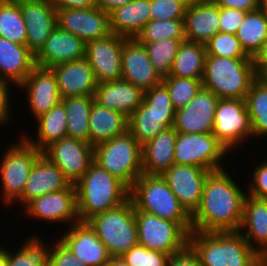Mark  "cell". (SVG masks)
Wrapping results in <instances>:
<instances>
[{
    "label": "cell",
    "instance_id": "obj_1",
    "mask_svg": "<svg viewBox=\"0 0 267 266\" xmlns=\"http://www.w3.org/2000/svg\"><path fill=\"white\" fill-rule=\"evenodd\" d=\"M229 174L221 169L207 175L201 202L191 215L192 231H239L247 193Z\"/></svg>",
    "mask_w": 267,
    "mask_h": 266
},
{
    "label": "cell",
    "instance_id": "obj_2",
    "mask_svg": "<svg viewBox=\"0 0 267 266\" xmlns=\"http://www.w3.org/2000/svg\"><path fill=\"white\" fill-rule=\"evenodd\" d=\"M79 221L120 206L130 198V188L93 162L75 184Z\"/></svg>",
    "mask_w": 267,
    "mask_h": 266
},
{
    "label": "cell",
    "instance_id": "obj_3",
    "mask_svg": "<svg viewBox=\"0 0 267 266\" xmlns=\"http://www.w3.org/2000/svg\"><path fill=\"white\" fill-rule=\"evenodd\" d=\"M188 244L202 266H259L264 261L239 231H191Z\"/></svg>",
    "mask_w": 267,
    "mask_h": 266
},
{
    "label": "cell",
    "instance_id": "obj_4",
    "mask_svg": "<svg viewBox=\"0 0 267 266\" xmlns=\"http://www.w3.org/2000/svg\"><path fill=\"white\" fill-rule=\"evenodd\" d=\"M257 78L254 58H227L206 55L203 88L219 99H245L253 81Z\"/></svg>",
    "mask_w": 267,
    "mask_h": 266
},
{
    "label": "cell",
    "instance_id": "obj_5",
    "mask_svg": "<svg viewBox=\"0 0 267 266\" xmlns=\"http://www.w3.org/2000/svg\"><path fill=\"white\" fill-rule=\"evenodd\" d=\"M130 198L138 210L177 222L188 234L192 231L191 215L161 175H140L130 188Z\"/></svg>",
    "mask_w": 267,
    "mask_h": 266
},
{
    "label": "cell",
    "instance_id": "obj_6",
    "mask_svg": "<svg viewBox=\"0 0 267 266\" xmlns=\"http://www.w3.org/2000/svg\"><path fill=\"white\" fill-rule=\"evenodd\" d=\"M87 222L106 246L111 257H121L139 244L131 198L120 206L93 216Z\"/></svg>",
    "mask_w": 267,
    "mask_h": 266
},
{
    "label": "cell",
    "instance_id": "obj_7",
    "mask_svg": "<svg viewBox=\"0 0 267 266\" xmlns=\"http://www.w3.org/2000/svg\"><path fill=\"white\" fill-rule=\"evenodd\" d=\"M94 162L131 188L142 175V146L127 130L95 146Z\"/></svg>",
    "mask_w": 267,
    "mask_h": 266
},
{
    "label": "cell",
    "instance_id": "obj_8",
    "mask_svg": "<svg viewBox=\"0 0 267 266\" xmlns=\"http://www.w3.org/2000/svg\"><path fill=\"white\" fill-rule=\"evenodd\" d=\"M0 163V180L4 204L11 205L23 197L30 170L42 151L30 144L22 135L20 141L8 146Z\"/></svg>",
    "mask_w": 267,
    "mask_h": 266
},
{
    "label": "cell",
    "instance_id": "obj_9",
    "mask_svg": "<svg viewBox=\"0 0 267 266\" xmlns=\"http://www.w3.org/2000/svg\"><path fill=\"white\" fill-rule=\"evenodd\" d=\"M138 243L149 250L172 255L188 244L189 234L177 223L134 206Z\"/></svg>",
    "mask_w": 267,
    "mask_h": 266
},
{
    "label": "cell",
    "instance_id": "obj_10",
    "mask_svg": "<svg viewBox=\"0 0 267 266\" xmlns=\"http://www.w3.org/2000/svg\"><path fill=\"white\" fill-rule=\"evenodd\" d=\"M174 150L175 164L201 167L210 172L224 169L221 160L229 155L213 133L177 132Z\"/></svg>",
    "mask_w": 267,
    "mask_h": 266
},
{
    "label": "cell",
    "instance_id": "obj_11",
    "mask_svg": "<svg viewBox=\"0 0 267 266\" xmlns=\"http://www.w3.org/2000/svg\"><path fill=\"white\" fill-rule=\"evenodd\" d=\"M213 134L229 152L253 137L245 99H219L214 114Z\"/></svg>",
    "mask_w": 267,
    "mask_h": 266
},
{
    "label": "cell",
    "instance_id": "obj_12",
    "mask_svg": "<svg viewBox=\"0 0 267 266\" xmlns=\"http://www.w3.org/2000/svg\"><path fill=\"white\" fill-rule=\"evenodd\" d=\"M42 154L54 163L73 185L94 162V147L90 143L70 137L51 143Z\"/></svg>",
    "mask_w": 267,
    "mask_h": 266
},
{
    "label": "cell",
    "instance_id": "obj_13",
    "mask_svg": "<svg viewBox=\"0 0 267 266\" xmlns=\"http://www.w3.org/2000/svg\"><path fill=\"white\" fill-rule=\"evenodd\" d=\"M57 26L79 37L85 44L111 34L109 13L96 6L57 9Z\"/></svg>",
    "mask_w": 267,
    "mask_h": 266
},
{
    "label": "cell",
    "instance_id": "obj_14",
    "mask_svg": "<svg viewBox=\"0 0 267 266\" xmlns=\"http://www.w3.org/2000/svg\"><path fill=\"white\" fill-rule=\"evenodd\" d=\"M126 37L114 33L86 43L85 58L97 83L122 79V49Z\"/></svg>",
    "mask_w": 267,
    "mask_h": 266
},
{
    "label": "cell",
    "instance_id": "obj_15",
    "mask_svg": "<svg viewBox=\"0 0 267 266\" xmlns=\"http://www.w3.org/2000/svg\"><path fill=\"white\" fill-rule=\"evenodd\" d=\"M24 207L29 217L49 222L78 223L76 187L71 184L67 189L51 192L33 198Z\"/></svg>",
    "mask_w": 267,
    "mask_h": 266
},
{
    "label": "cell",
    "instance_id": "obj_16",
    "mask_svg": "<svg viewBox=\"0 0 267 266\" xmlns=\"http://www.w3.org/2000/svg\"><path fill=\"white\" fill-rule=\"evenodd\" d=\"M209 173L210 171L201 167L173 164L161 176L180 204L192 215L199 207L204 183Z\"/></svg>",
    "mask_w": 267,
    "mask_h": 266
},
{
    "label": "cell",
    "instance_id": "obj_17",
    "mask_svg": "<svg viewBox=\"0 0 267 266\" xmlns=\"http://www.w3.org/2000/svg\"><path fill=\"white\" fill-rule=\"evenodd\" d=\"M218 101L214 93L202 87L186 106L176 110L172 127L179 133H213Z\"/></svg>",
    "mask_w": 267,
    "mask_h": 266
},
{
    "label": "cell",
    "instance_id": "obj_18",
    "mask_svg": "<svg viewBox=\"0 0 267 266\" xmlns=\"http://www.w3.org/2000/svg\"><path fill=\"white\" fill-rule=\"evenodd\" d=\"M26 25V47L35 56L57 26V9L48 0H20Z\"/></svg>",
    "mask_w": 267,
    "mask_h": 266
},
{
    "label": "cell",
    "instance_id": "obj_19",
    "mask_svg": "<svg viewBox=\"0 0 267 266\" xmlns=\"http://www.w3.org/2000/svg\"><path fill=\"white\" fill-rule=\"evenodd\" d=\"M69 229L58 240L79 261L88 266H107L111 256L88 222L79 221Z\"/></svg>",
    "mask_w": 267,
    "mask_h": 266
},
{
    "label": "cell",
    "instance_id": "obj_20",
    "mask_svg": "<svg viewBox=\"0 0 267 266\" xmlns=\"http://www.w3.org/2000/svg\"><path fill=\"white\" fill-rule=\"evenodd\" d=\"M122 79L143 92L162 82L155 71L146 49L136 38H125L122 49Z\"/></svg>",
    "mask_w": 267,
    "mask_h": 266
},
{
    "label": "cell",
    "instance_id": "obj_21",
    "mask_svg": "<svg viewBox=\"0 0 267 266\" xmlns=\"http://www.w3.org/2000/svg\"><path fill=\"white\" fill-rule=\"evenodd\" d=\"M18 87L26 91L35 119L62 102L56 76L50 68L36 66Z\"/></svg>",
    "mask_w": 267,
    "mask_h": 266
},
{
    "label": "cell",
    "instance_id": "obj_22",
    "mask_svg": "<svg viewBox=\"0 0 267 266\" xmlns=\"http://www.w3.org/2000/svg\"><path fill=\"white\" fill-rule=\"evenodd\" d=\"M56 76L62 98L73 96H95L97 81L87 59L64 62L50 68Z\"/></svg>",
    "mask_w": 267,
    "mask_h": 266
},
{
    "label": "cell",
    "instance_id": "obj_23",
    "mask_svg": "<svg viewBox=\"0 0 267 266\" xmlns=\"http://www.w3.org/2000/svg\"><path fill=\"white\" fill-rule=\"evenodd\" d=\"M220 7L211 0H191L184 17L187 41L206 44L220 32Z\"/></svg>",
    "mask_w": 267,
    "mask_h": 266
},
{
    "label": "cell",
    "instance_id": "obj_24",
    "mask_svg": "<svg viewBox=\"0 0 267 266\" xmlns=\"http://www.w3.org/2000/svg\"><path fill=\"white\" fill-rule=\"evenodd\" d=\"M85 50L86 44L79 37L56 26L35 55V63L38 67L51 68L60 63L84 58Z\"/></svg>",
    "mask_w": 267,
    "mask_h": 266
},
{
    "label": "cell",
    "instance_id": "obj_25",
    "mask_svg": "<svg viewBox=\"0 0 267 266\" xmlns=\"http://www.w3.org/2000/svg\"><path fill=\"white\" fill-rule=\"evenodd\" d=\"M70 185L62 171L41 154L30 170L23 197L17 202L25 206L33 198L67 189Z\"/></svg>",
    "mask_w": 267,
    "mask_h": 266
},
{
    "label": "cell",
    "instance_id": "obj_26",
    "mask_svg": "<svg viewBox=\"0 0 267 266\" xmlns=\"http://www.w3.org/2000/svg\"><path fill=\"white\" fill-rule=\"evenodd\" d=\"M245 230V233L243 231ZM239 232L250 247L267 260V200L246 195ZM255 242V244H254Z\"/></svg>",
    "mask_w": 267,
    "mask_h": 266
},
{
    "label": "cell",
    "instance_id": "obj_27",
    "mask_svg": "<svg viewBox=\"0 0 267 266\" xmlns=\"http://www.w3.org/2000/svg\"><path fill=\"white\" fill-rule=\"evenodd\" d=\"M144 92L123 79L97 84L95 101L108 109L123 113L127 118L141 105Z\"/></svg>",
    "mask_w": 267,
    "mask_h": 266
},
{
    "label": "cell",
    "instance_id": "obj_28",
    "mask_svg": "<svg viewBox=\"0 0 267 266\" xmlns=\"http://www.w3.org/2000/svg\"><path fill=\"white\" fill-rule=\"evenodd\" d=\"M35 67V56L26 45L16 44L0 37L1 79L18 87Z\"/></svg>",
    "mask_w": 267,
    "mask_h": 266
},
{
    "label": "cell",
    "instance_id": "obj_29",
    "mask_svg": "<svg viewBox=\"0 0 267 266\" xmlns=\"http://www.w3.org/2000/svg\"><path fill=\"white\" fill-rule=\"evenodd\" d=\"M176 139L177 131L169 127L142 145V174L162 175L175 164Z\"/></svg>",
    "mask_w": 267,
    "mask_h": 266
},
{
    "label": "cell",
    "instance_id": "obj_30",
    "mask_svg": "<svg viewBox=\"0 0 267 266\" xmlns=\"http://www.w3.org/2000/svg\"><path fill=\"white\" fill-rule=\"evenodd\" d=\"M128 130V118L121 112L93 101L89 116V143L95 147Z\"/></svg>",
    "mask_w": 267,
    "mask_h": 266
},
{
    "label": "cell",
    "instance_id": "obj_31",
    "mask_svg": "<svg viewBox=\"0 0 267 266\" xmlns=\"http://www.w3.org/2000/svg\"><path fill=\"white\" fill-rule=\"evenodd\" d=\"M150 0H132L109 13L111 33L136 38L150 21Z\"/></svg>",
    "mask_w": 267,
    "mask_h": 266
},
{
    "label": "cell",
    "instance_id": "obj_32",
    "mask_svg": "<svg viewBox=\"0 0 267 266\" xmlns=\"http://www.w3.org/2000/svg\"><path fill=\"white\" fill-rule=\"evenodd\" d=\"M66 116L64 105L60 103L36 118L35 121H38L36 122L38 123L37 141L34 138L27 137L26 134H23V137L35 148L43 151L51 143L67 137Z\"/></svg>",
    "mask_w": 267,
    "mask_h": 266
},
{
    "label": "cell",
    "instance_id": "obj_33",
    "mask_svg": "<svg viewBox=\"0 0 267 266\" xmlns=\"http://www.w3.org/2000/svg\"><path fill=\"white\" fill-rule=\"evenodd\" d=\"M206 55L204 44L182 41L173 60L169 76L202 79Z\"/></svg>",
    "mask_w": 267,
    "mask_h": 266
},
{
    "label": "cell",
    "instance_id": "obj_34",
    "mask_svg": "<svg viewBox=\"0 0 267 266\" xmlns=\"http://www.w3.org/2000/svg\"><path fill=\"white\" fill-rule=\"evenodd\" d=\"M246 54L254 58L267 41V18L259 8L246 12L235 34Z\"/></svg>",
    "mask_w": 267,
    "mask_h": 266
},
{
    "label": "cell",
    "instance_id": "obj_35",
    "mask_svg": "<svg viewBox=\"0 0 267 266\" xmlns=\"http://www.w3.org/2000/svg\"><path fill=\"white\" fill-rule=\"evenodd\" d=\"M94 96L62 98L67 117V137L89 143V116Z\"/></svg>",
    "mask_w": 267,
    "mask_h": 266
},
{
    "label": "cell",
    "instance_id": "obj_36",
    "mask_svg": "<svg viewBox=\"0 0 267 266\" xmlns=\"http://www.w3.org/2000/svg\"><path fill=\"white\" fill-rule=\"evenodd\" d=\"M174 117H155L143 102L128 117V131L142 146L166 128L172 127Z\"/></svg>",
    "mask_w": 267,
    "mask_h": 266
},
{
    "label": "cell",
    "instance_id": "obj_37",
    "mask_svg": "<svg viewBox=\"0 0 267 266\" xmlns=\"http://www.w3.org/2000/svg\"><path fill=\"white\" fill-rule=\"evenodd\" d=\"M246 107L250 116L253 137L267 135V78L257 77L248 91Z\"/></svg>",
    "mask_w": 267,
    "mask_h": 266
},
{
    "label": "cell",
    "instance_id": "obj_38",
    "mask_svg": "<svg viewBox=\"0 0 267 266\" xmlns=\"http://www.w3.org/2000/svg\"><path fill=\"white\" fill-rule=\"evenodd\" d=\"M0 37L26 45L27 32L20 0H0Z\"/></svg>",
    "mask_w": 267,
    "mask_h": 266
},
{
    "label": "cell",
    "instance_id": "obj_39",
    "mask_svg": "<svg viewBox=\"0 0 267 266\" xmlns=\"http://www.w3.org/2000/svg\"><path fill=\"white\" fill-rule=\"evenodd\" d=\"M40 239L37 235L27 238L16 254L3 246H0V250L8 257L9 266H46L51 246Z\"/></svg>",
    "mask_w": 267,
    "mask_h": 266
},
{
    "label": "cell",
    "instance_id": "obj_40",
    "mask_svg": "<svg viewBox=\"0 0 267 266\" xmlns=\"http://www.w3.org/2000/svg\"><path fill=\"white\" fill-rule=\"evenodd\" d=\"M186 39H165L155 42H140L146 49L147 55L161 78L169 76L173 60L182 41Z\"/></svg>",
    "mask_w": 267,
    "mask_h": 266
},
{
    "label": "cell",
    "instance_id": "obj_41",
    "mask_svg": "<svg viewBox=\"0 0 267 266\" xmlns=\"http://www.w3.org/2000/svg\"><path fill=\"white\" fill-rule=\"evenodd\" d=\"M139 42H155L165 39H186L184 19H167L149 21L137 35Z\"/></svg>",
    "mask_w": 267,
    "mask_h": 266
},
{
    "label": "cell",
    "instance_id": "obj_42",
    "mask_svg": "<svg viewBox=\"0 0 267 266\" xmlns=\"http://www.w3.org/2000/svg\"><path fill=\"white\" fill-rule=\"evenodd\" d=\"M202 79L167 76L162 83L167 87L175 110L186 106L203 87Z\"/></svg>",
    "mask_w": 267,
    "mask_h": 266
},
{
    "label": "cell",
    "instance_id": "obj_43",
    "mask_svg": "<svg viewBox=\"0 0 267 266\" xmlns=\"http://www.w3.org/2000/svg\"><path fill=\"white\" fill-rule=\"evenodd\" d=\"M155 117H174L173 107L167 87L161 82L149 90L144 91L143 101Z\"/></svg>",
    "mask_w": 267,
    "mask_h": 266
},
{
    "label": "cell",
    "instance_id": "obj_44",
    "mask_svg": "<svg viewBox=\"0 0 267 266\" xmlns=\"http://www.w3.org/2000/svg\"><path fill=\"white\" fill-rule=\"evenodd\" d=\"M206 53L211 56L237 58L250 57L240 45L236 35L219 32L206 44Z\"/></svg>",
    "mask_w": 267,
    "mask_h": 266
},
{
    "label": "cell",
    "instance_id": "obj_45",
    "mask_svg": "<svg viewBox=\"0 0 267 266\" xmlns=\"http://www.w3.org/2000/svg\"><path fill=\"white\" fill-rule=\"evenodd\" d=\"M191 0H152L150 21L167 19H184Z\"/></svg>",
    "mask_w": 267,
    "mask_h": 266
},
{
    "label": "cell",
    "instance_id": "obj_46",
    "mask_svg": "<svg viewBox=\"0 0 267 266\" xmlns=\"http://www.w3.org/2000/svg\"><path fill=\"white\" fill-rule=\"evenodd\" d=\"M246 12L236 8H222L220 7V32L235 35Z\"/></svg>",
    "mask_w": 267,
    "mask_h": 266
},
{
    "label": "cell",
    "instance_id": "obj_47",
    "mask_svg": "<svg viewBox=\"0 0 267 266\" xmlns=\"http://www.w3.org/2000/svg\"><path fill=\"white\" fill-rule=\"evenodd\" d=\"M254 169L247 195L258 199H267V160H264L260 165L258 164Z\"/></svg>",
    "mask_w": 267,
    "mask_h": 266
},
{
    "label": "cell",
    "instance_id": "obj_48",
    "mask_svg": "<svg viewBox=\"0 0 267 266\" xmlns=\"http://www.w3.org/2000/svg\"><path fill=\"white\" fill-rule=\"evenodd\" d=\"M50 249L49 261L54 266H88L79 261L59 240Z\"/></svg>",
    "mask_w": 267,
    "mask_h": 266
},
{
    "label": "cell",
    "instance_id": "obj_49",
    "mask_svg": "<svg viewBox=\"0 0 267 266\" xmlns=\"http://www.w3.org/2000/svg\"><path fill=\"white\" fill-rule=\"evenodd\" d=\"M168 266H202L200 260L193 250V248L187 244L183 249L170 255L168 260Z\"/></svg>",
    "mask_w": 267,
    "mask_h": 266
},
{
    "label": "cell",
    "instance_id": "obj_50",
    "mask_svg": "<svg viewBox=\"0 0 267 266\" xmlns=\"http://www.w3.org/2000/svg\"><path fill=\"white\" fill-rule=\"evenodd\" d=\"M214 4L222 8H236L245 12L260 8V0H211Z\"/></svg>",
    "mask_w": 267,
    "mask_h": 266
},
{
    "label": "cell",
    "instance_id": "obj_51",
    "mask_svg": "<svg viewBox=\"0 0 267 266\" xmlns=\"http://www.w3.org/2000/svg\"><path fill=\"white\" fill-rule=\"evenodd\" d=\"M10 86L9 83L0 78V125L7 124L8 118L11 116L9 113Z\"/></svg>",
    "mask_w": 267,
    "mask_h": 266
},
{
    "label": "cell",
    "instance_id": "obj_52",
    "mask_svg": "<svg viewBox=\"0 0 267 266\" xmlns=\"http://www.w3.org/2000/svg\"><path fill=\"white\" fill-rule=\"evenodd\" d=\"M122 257L130 266H145L146 247L138 244L130 248Z\"/></svg>",
    "mask_w": 267,
    "mask_h": 266
},
{
    "label": "cell",
    "instance_id": "obj_53",
    "mask_svg": "<svg viewBox=\"0 0 267 266\" xmlns=\"http://www.w3.org/2000/svg\"><path fill=\"white\" fill-rule=\"evenodd\" d=\"M56 9L94 7L95 0H48Z\"/></svg>",
    "mask_w": 267,
    "mask_h": 266
},
{
    "label": "cell",
    "instance_id": "obj_54",
    "mask_svg": "<svg viewBox=\"0 0 267 266\" xmlns=\"http://www.w3.org/2000/svg\"><path fill=\"white\" fill-rule=\"evenodd\" d=\"M254 63L257 77L267 78V41L254 57Z\"/></svg>",
    "mask_w": 267,
    "mask_h": 266
},
{
    "label": "cell",
    "instance_id": "obj_55",
    "mask_svg": "<svg viewBox=\"0 0 267 266\" xmlns=\"http://www.w3.org/2000/svg\"><path fill=\"white\" fill-rule=\"evenodd\" d=\"M170 255L158 251L149 250L146 247L145 266H168Z\"/></svg>",
    "mask_w": 267,
    "mask_h": 266
},
{
    "label": "cell",
    "instance_id": "obj_56",
    "mask_svg": "<svg viewBox=\"0 0 267 266\" xmlns=\"http://www.w3.org/2000/svg\"><path fill=\"white\" fill-rule=\"evenodd\" d=\"M131 1L132 0H95V5L106 13H110L115 8L122 7Z\"/></svg>",
    "mask_w": 267,
    "mask_h": 266
},
{
    "label": "cell",
    "instance_id": "obj_57",
    "mask_svg": "<svg viewBox=\"0 0 267 266\" xmlns=\"http://www.w3.org/2000/svg\"><path fill=\"white\" fill-rule=\"evenodd\" d=\"M107 266H130V265L121 256V257H111Z\"/></svg>",
    "mask_w": 267,
    "mask_h": 266
},
{
    "label": "cell",
    "instance_id": "obj_58",
    "mask_svg": "<svg viewBox=\"0 0 267 266\" xmlns=\"http://www.w3.org/2000/svg\"><path fill=\"white\" fill-rule=\"evenodd\" d=\"M0 266H9L8 257L0 250Z\"/></svg>",
    "mask_w": 267,
    "mask_h": 266
},
{
    "label": "cell",
    "instance_id": "obj_59",
    "mask_svg": "<svg viewBox=\"0 0 267 266\" xmlns=\"http://www.w3.org/2000/svg\"><path fill=\"white\" fill-rule=\"evenodd\" d=\"M260 9L263 11L267 18V0H260Z\"/></svg>",
    "mask_w": 267,
    "mask_h": 266
},
{
    "label": "cell",
    "instance_id": "obj_60",
    "mask_svg": "<svg viewBox=\"0 0 267 266\" xmlns=\"http://www.w3.org/2000/svg\"><path fill=\"white\" fill-rule=\"evenodd\" d=\"M259 266H267V260H264Z\"/></svg>",
    "mask_w": 267,
    "mask_h": 266
},
{
    "label": "cell",
    "instance_id": "obj_61",
    "mask_svg": "<svg viewBox=\"0 0 267 266\" xmlns=\"http://www.w3.org/2000/svg\"><path fill=\"white\" fill-rule=\"evenodd\" d=\"M46 266H54L50 261H48Z\"/></svg>",
    "mask_w": 267,
    "mask_h": 266
}]
</instances>
